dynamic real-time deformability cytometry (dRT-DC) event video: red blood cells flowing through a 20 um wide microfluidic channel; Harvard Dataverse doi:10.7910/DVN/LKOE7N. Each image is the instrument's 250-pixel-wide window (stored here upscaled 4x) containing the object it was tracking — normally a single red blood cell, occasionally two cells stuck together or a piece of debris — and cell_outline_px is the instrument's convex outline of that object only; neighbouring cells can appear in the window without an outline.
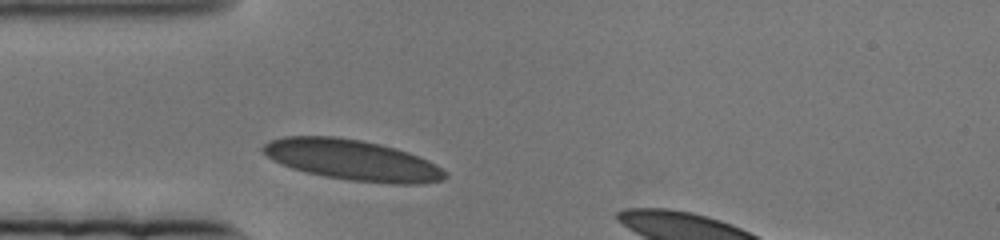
{"species": "human", "species_latin": "Homo sapiens", "temperature_condition": "cold", "stored_images_in_passage": 44, "camera_frame_rate_fps": 3000, "um_per_image_px": 0.085, "donor": {"sex": "female"}, "frame": {"image": 1, "passage_image": 1, "time_ms": 0.0, "image_size_px": [1000, 240], "cell_outline_px": [[448, 176], [444, 180], [416, 184], [396, 184], [348, 180], [324, 176], [292, 168], [280, 164], [272, 160], [260, 148], [264, 144], [272, 140], [284, 136], [336, 136], [360, 140], [380, 144], [396, 148], [408, 152], [436, 164]], "centroid_in_image_um": [29.93, 13.6], "position_along_channel_um": 55.1, "area_um2": 42.89}}
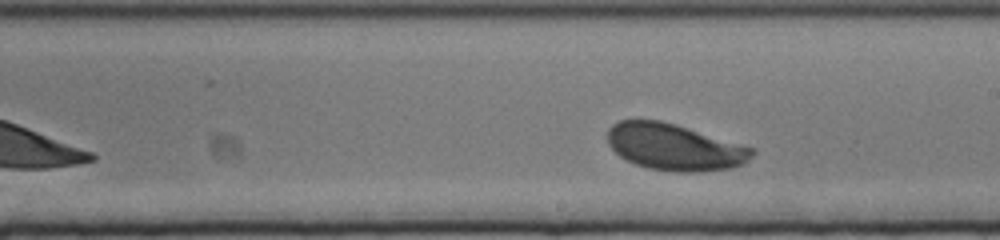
{"frame": {"image": 2, "passage_image": 24, "time_ms": 7.667, "image_size_px": [1000, 240], "cell_outline_px": [[756, 152], [744, 164], [732, 168], [700, 172], [672, 172], [648, 168], [636, 164], [620, 156], [608, 144], [608, 128], [612, 124], [620, 120], [660, 120], [676, 124], [752, 148]], "centroid_in_image_um": [57.32, 12.51], "position_along_channel_um": 231.7, "area_um2": 39.07}}
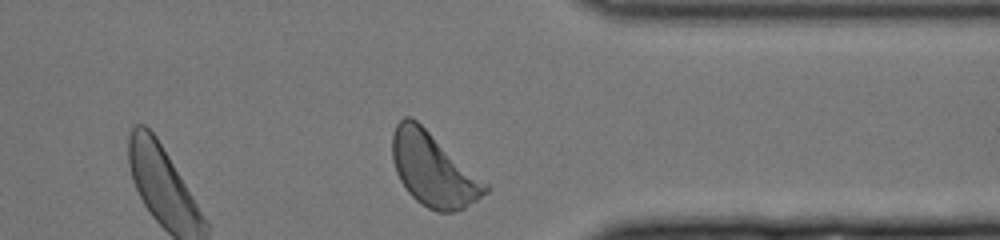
{"frame": {"image": 3, "passage_image": 43, "time_ms": 14.0, "image_size_px": [1000, 240], "cell_outline_px": [[488, 192], [464, 208], [452, 212], [436, 212], [428, 208], [416, 200], [408, 192], [400, 180], [396, 172], [392, 160], [392, 132], [396, 124], [404, 116], [408, 116], [416, 120], [488, 184]], "centroid_in_image_um": [36.8, 14.42], "position_along_channel_um": 374.6, "area_um2": 39.3}}